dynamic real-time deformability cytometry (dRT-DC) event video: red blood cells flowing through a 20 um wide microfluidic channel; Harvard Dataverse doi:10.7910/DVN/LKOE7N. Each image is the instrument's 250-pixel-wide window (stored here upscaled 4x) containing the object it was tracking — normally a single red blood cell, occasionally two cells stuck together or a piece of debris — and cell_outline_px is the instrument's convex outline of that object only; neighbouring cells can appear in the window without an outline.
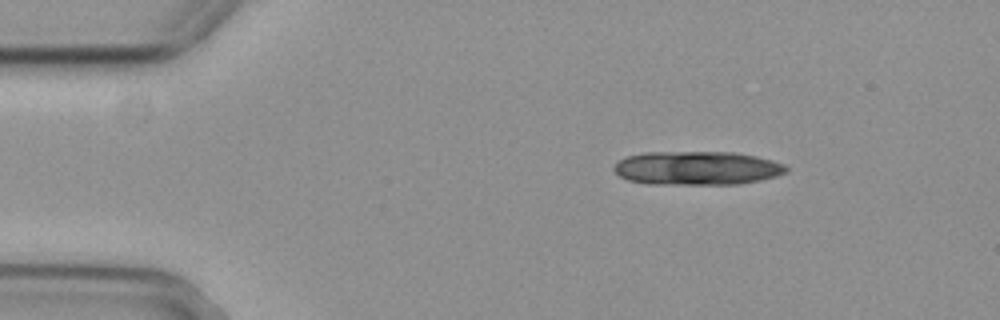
{"species": "common noctule bat (a hibernating species)", "species_latin": "Nyctalus noctula", "temperature_condition": "cold", "stored_images_in_passage": 48, "camera_frame_rate_fps": 3000, "um_per_image_px": 0.085, "animal": {"sex": "female", "body_mass_g": 29.2, "forearm_length_mm": 56.3}, "frame": {"image": 1, "passage_image": 1, "time_ms": 0.0, "image_size_px": [1000, 320], "cell_outline_px": [[788, 172], [776, 176], [760, 180], [740, 184], [648, 184], [628, 180], [620, 176], [612, 168], [620, 160], [628, 156], [644, 152], [732, 152], [756, 156], [772, 160], [784, 164], [788, 168]], "centroid_in_image_um": [59.26, 14.29], "position_along_channel_um": 25.7, "area_um2": 33.93}}
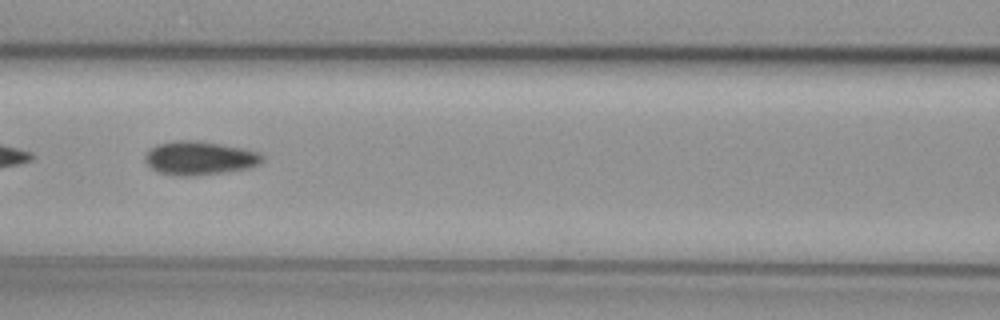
{"frame": {"image": 2, "passage_image": 17, "time_ms": 5.333, "image_size_px": [1000, 320], "cell_outline_px": [[264, 160], [260, 164], [248, 168], [224, 172], [196, 176], [176, 176], [156, 172], [144, 160], [144, 156], [148, 148], [156, 144], [176, 140], [200, 140], [260, 152], [264, 156]], "centroid_in_image_um": [16.93, 13.44], "position_along_channel_um": 149.7, "area_um2": 23.35}}
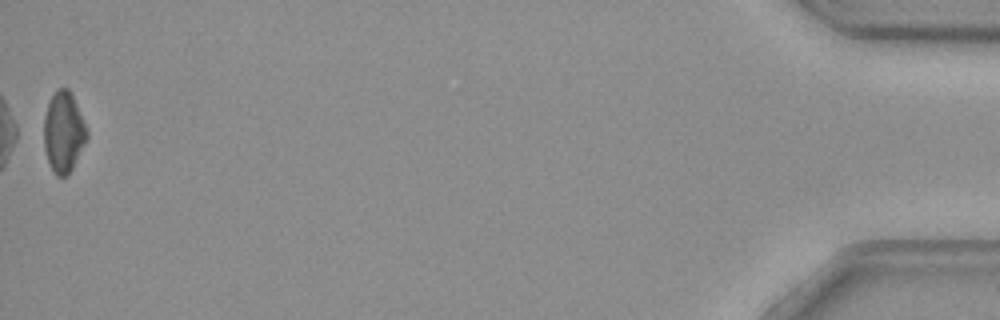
{"frame": {"image": 3, "passage_image": 48, "time_ms": 15.667, "image_size_px": [1000, 320], "cell_outline_px": [[88, 136], [68, 176], [56, 176], [52, 172], [44, 148], [44, 116], [48, 104], [56, 88], [68, 88], [76, 104], [88, 132]], "centroid_in_image_um": [5.38, 11.25], "position_along_channel_um": 429.8, "area_um2": 19.94}, "authors_computed_cell_mechanics": {"area_um2": 22.1952, "velocity_mm_per_s": 3.7131, "shape_relaxation_time_tau1_ms": 5.9175, "shape_relaxation_time_tau2_ms": null, "deformation_change_tau1": 0.0793, "deformation_change_tau2": null}}